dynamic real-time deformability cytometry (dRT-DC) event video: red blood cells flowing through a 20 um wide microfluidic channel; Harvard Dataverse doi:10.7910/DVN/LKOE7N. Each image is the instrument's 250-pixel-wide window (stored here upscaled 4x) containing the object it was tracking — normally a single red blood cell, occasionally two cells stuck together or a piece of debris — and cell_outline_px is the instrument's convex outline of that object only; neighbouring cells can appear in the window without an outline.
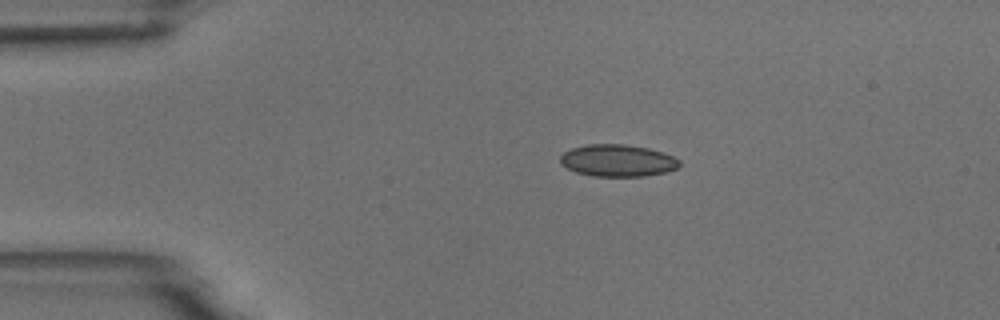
{"species": "common noctule bat (a hibernating species)", "species_latin": "Nyctalus noctula", "temperature_condition": "room temperature", "stored_images_in_passage": 5, "camera_frame_rate_fps": 3000, "um_per_image_px": 0.085, "animal": {"sex": "male", "body_mass_g": 18.8}, "frame": {"image": 1, "passage_image": 2, "time_ms": 1.333, "image_size_px": [1000, 320], "cell_outline_px": [[680, 164], [676, 168], [664, 172], [644, 176], [592, 176], [576, 172], [560, 164], [560, 156], [564, 152], [572, 148], [588, 144], [624, 144], [648, 148], [664, 152], [680, 160]], "centroid_in_image_um": [52.48, 13.64], "position_along_channel_um": 32.5, "area_um2": 22.2}}
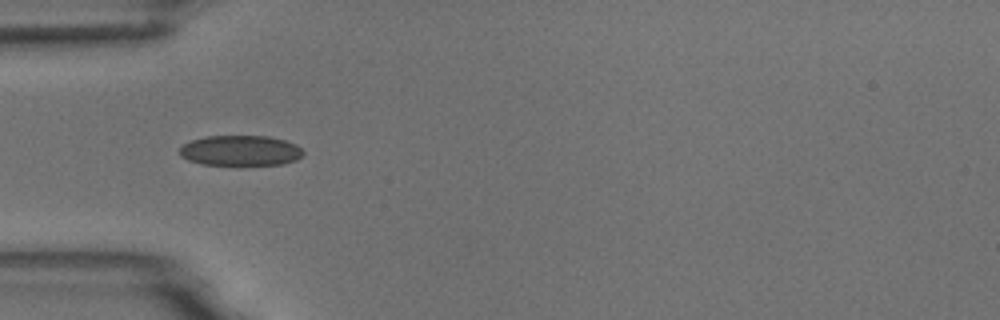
{"frame": {"image": 2, "passage_image": 3, "time_ms": 3.333, "image_size_px": [1000, 320], "cell_outline_px": [[304, 152], [296, 160], [284, 164], [240, 168], [204, 164], [188, 160], [180, 156], [180, 148], [184, 144], [192, 140], [204, 136], [268, 136], [284, 140], [296, 144]], "centroid_in_image_um": [20.44, 12.85], "position_along_channel_um": 64.6, "area_um2": 22.77}}